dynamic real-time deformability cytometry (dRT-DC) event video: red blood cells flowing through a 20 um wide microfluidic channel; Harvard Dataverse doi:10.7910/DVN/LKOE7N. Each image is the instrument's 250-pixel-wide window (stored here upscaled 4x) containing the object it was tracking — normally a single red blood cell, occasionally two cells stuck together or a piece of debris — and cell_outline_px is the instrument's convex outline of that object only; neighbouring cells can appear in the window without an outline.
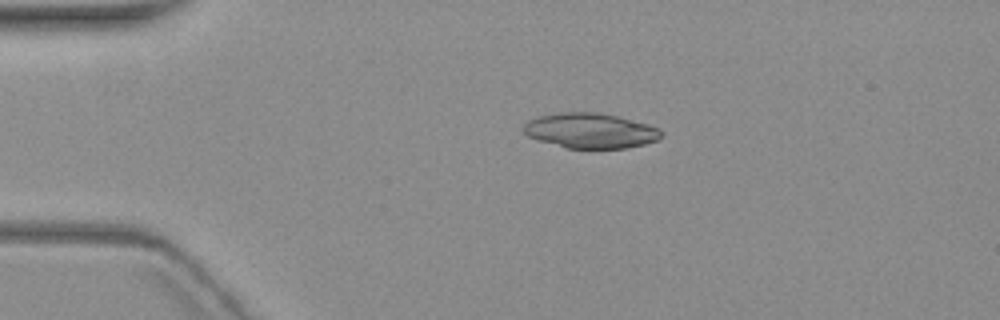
{"species": "common noctule bat (a hibernating species)", "species_latin": "Nyctalus noctula", "temperature_condition": "warm", "stored_images_in_passage": 3, "camera_frame_rate_fps": 3000, "um_per_image_px": 0.085, "animal": {"sex": "female", "body_mass_g": 19.3, "forearm_length_mm": 54.1}, "frame": {"image": 1, "passage_image": 3, "time_ms": 3.333, "image_size_px": [1000, 320], "cell_outline_px": [[664, 132], [656, 140], [644, 144], [628, 148], [568, 148], [536, 140], [520, 132], [520, 128], [528, 120], [540, 116], [560, 112], [596, 112], [616, 116], [648, 124], [660, 128]], "centroid_in_image_um": [50.13, 11.11], "position_along_channel_um": 34.9, "area_um2": 28.32}}